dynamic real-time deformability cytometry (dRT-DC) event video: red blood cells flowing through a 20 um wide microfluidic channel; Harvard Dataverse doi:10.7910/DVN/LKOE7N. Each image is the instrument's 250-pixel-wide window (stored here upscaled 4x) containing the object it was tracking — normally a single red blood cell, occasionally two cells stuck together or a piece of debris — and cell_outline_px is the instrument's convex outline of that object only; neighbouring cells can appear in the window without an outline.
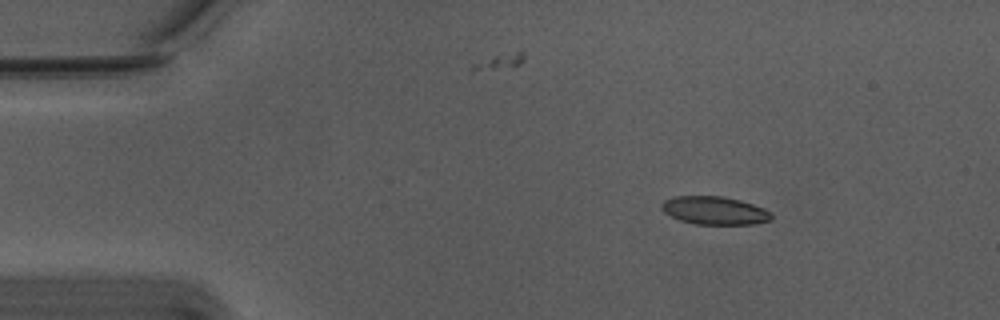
{"species": "Egyptian fruit bat (a non-hibernating species)", "species_latin": "Rousettus aegyptiacus", "temperature_condition": "warm", "stored_images_in_passage": 55, "camera_frame_rate_fps": 3000, "um_per_image_px": 0.085, "animal": {"sex": "male"}, "frame": {"image": 1, "passage_image": 8, "time_ms": 2.333, "image_size_px": [1000, 320], "cell_outline_px": [[772, 220], [752, 224], [696, 224], [680, 220], [664, 212], [660, 208], [660, 204], [664, 200], [676, 196], [724, 196], [740, 200], [764, 208], [772, 212]], "centroid_in_image_um": [60.74, 17.89], "position_along_channel_um": 24.3, "area_um2": 18.03}}
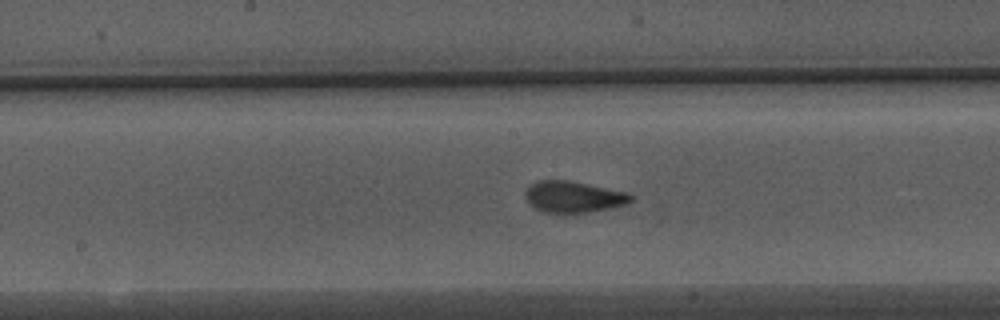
{"frame": {"image": 2, "passage_image": 28, "time_ms": 9.0, "image_size_px": [1000, 320], "cell_outline_px": [[636, 196], [632, 200], [624, 204], [608, 208], [588, 212], [564, 216], [560, 216], [544, 212], [528, 204], [524, 196], [524, 192], [532, 184], [540, 180], [568, 180], [628, 192]], "centroid_in_image_um": [48.71, 16.77], "position_along_channel_um": 199.5, "area_um2": 19.83}}
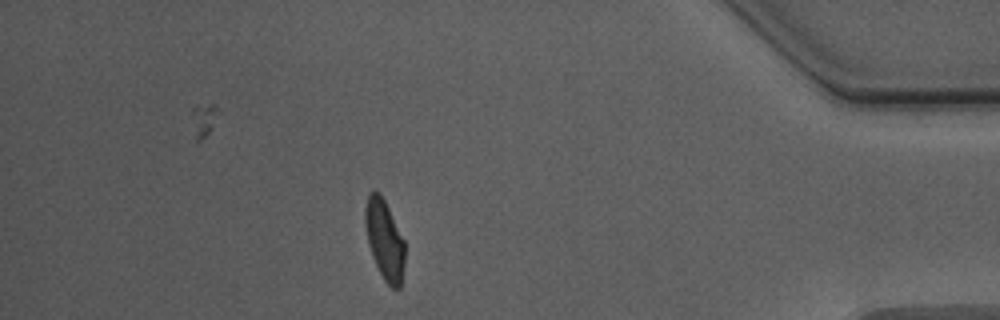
{"frame": {"image": 3, "passage_image": 48, "time_ms": 15.667, "image_size_px": [1000, 320], "cell_outline_px": [[404, 264], [400, 288], [392, 288], [384, 280], [372, 256], [368, 244], [364, 224], [364, 208], [368, 192], [376, 188], [380, 192], [404, 240]], "centroid_in_image_um": [32.65, 20.32], "position_along_channel_um": 402.6, "area_um2": 18.55}, "authors_computed_cell_mechanics": {"area_um2": 18.5538, "velocity_mm_per_s": 3.739, "shape_relaxation_time_tau1_ms": 4.4304, "shape_relaxation_time_tau2_ms": 1.0866, "deformation_change_tau1": 0.1458, "deformation_change_tau2": 0.0785}}